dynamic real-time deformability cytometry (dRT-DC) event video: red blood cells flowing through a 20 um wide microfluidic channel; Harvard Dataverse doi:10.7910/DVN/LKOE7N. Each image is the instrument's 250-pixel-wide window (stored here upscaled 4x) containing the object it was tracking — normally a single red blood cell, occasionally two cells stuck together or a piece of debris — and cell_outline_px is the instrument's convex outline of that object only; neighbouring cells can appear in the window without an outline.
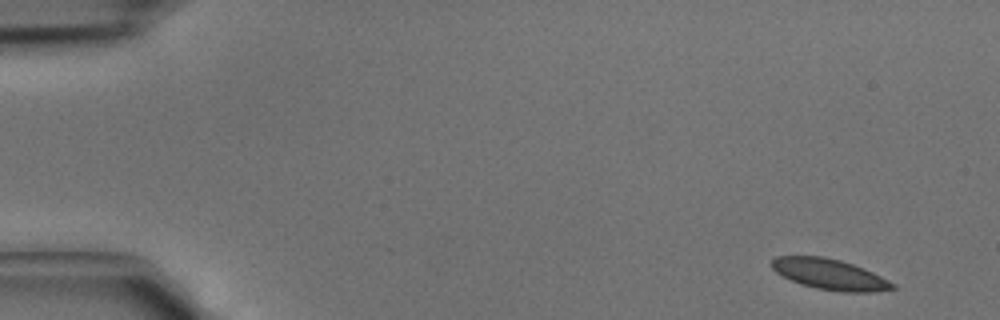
{"species": "common noctule bat (a hibernating species)", "species_latin": "Nyctalus noctula", "temperature_condition": "cold", "stored_images_in_passage": 5, "camera_frame_rate_fps": 3000, "um_per_image_px": 0.085, "animal": {"sex": "male", "body_mass_g": 15.6}, "frame": {"image": 1, "passage_image": 1, "time_ms": 0.0, "image_size_px": [1000, 320], "cell_outline_px": [[896, 288], [872, 292], [840, 292], [816, 288], [800, 284], [776, 272], [772, 268], [772, 260], [776, 256], [824, 256], [840, 260], [864, 268], [896, 284]], "centroid_in_image_um": [70.54, 23.31], "position_along_channel_um": 14.5, "area_um2": 21.5}}
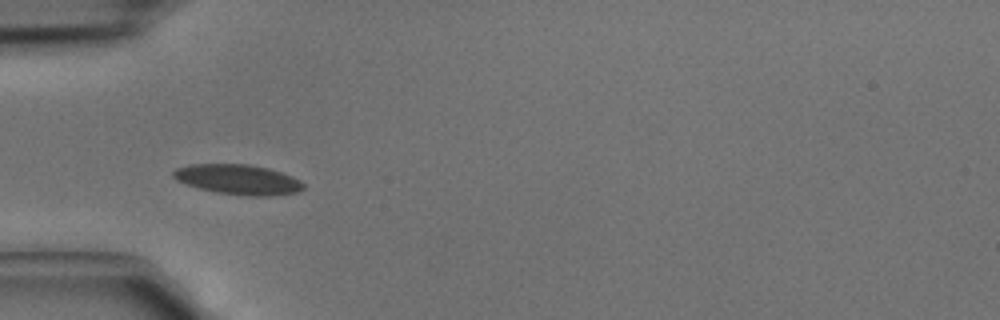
{"frame": {"image": 2, "passage_image": 4, "time_ms": 1.0, "image_size_px": [1000, 320], "cell_outline_px": [[304, 188], [300, 192], [272, 196], [248, 196], [216, 192], [184, 184], [176, 180], [172, 176], [172, 172], [176, 168], [192, 164], [248, 164], [268, 168], [292, 176], [300, 180], [304, 184]], "centroid_in_image_um": [20.25, 15.26], "position_along_channel_um": 64.8, "area_um2": 22.89}}